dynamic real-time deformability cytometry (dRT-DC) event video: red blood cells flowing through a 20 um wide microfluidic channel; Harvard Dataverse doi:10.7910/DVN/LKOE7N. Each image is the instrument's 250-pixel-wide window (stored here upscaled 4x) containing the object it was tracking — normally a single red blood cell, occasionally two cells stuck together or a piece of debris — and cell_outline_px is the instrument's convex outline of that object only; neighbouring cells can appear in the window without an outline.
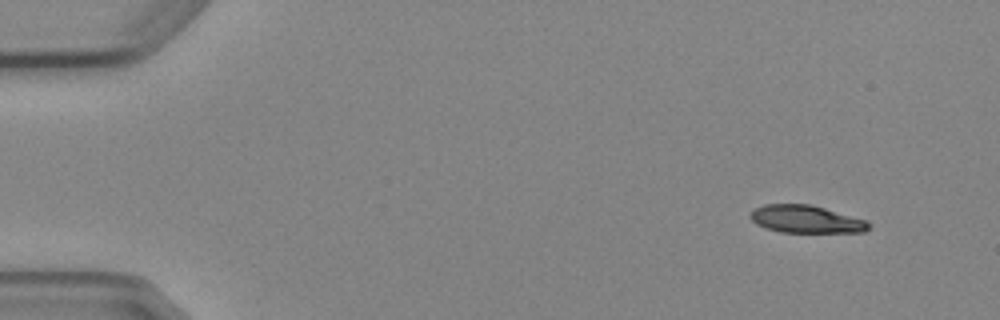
{"species": "Egyptian fruit bat (a non-hibernating species)", "species_latin": "Rousettus aegyptiacus", "temperature_condition": "cold", "stored_images_in_passage": 4, "camera_frame_rate_fps": 3000, "um_per_image_px": 0.085, "animal": {"sex": "female"}, "frame": {"image": 1, "passage_image": 1, "time_ms": 0.0, "image_size_px": [1000, 320], "cell_outline_px": [[872, 224], [864, 232], [780, 232], [764, 228], [756, 224], [748, 216], [756, 208], [764, 204], [812, 204], [868, 220]], "centroid_in_image_um": [68.53, 18.63], "position_along_channel_um": 16.5, "area_um2": 19.25}}
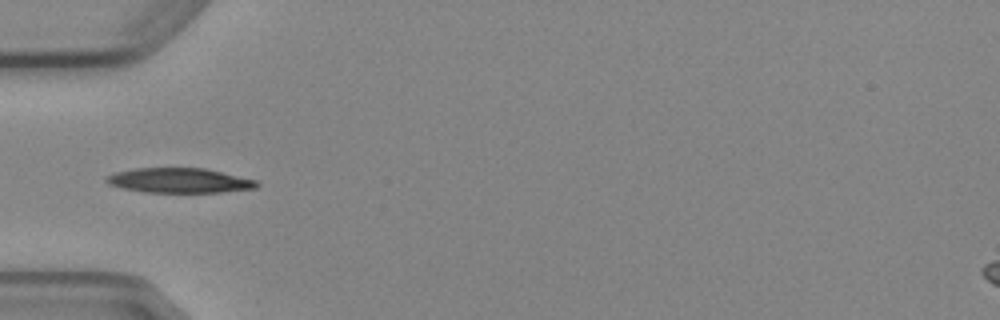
{"frame": {"image": 2, "passage_image": 4, "time_ms": 4.333, "image_size_px": [1000, 320], "cell_outline_px": [[260, 184], [256, 188], [220, 192], [144, 192], [124, 188], [108, 184], [104, 180], [112, 172], [136, 168], [204, 168], [256, 180]], "centroid_in_image_um": [15.22, 15.34], "position_along_channel_um": 69.8, "area_um2": 21.62}}